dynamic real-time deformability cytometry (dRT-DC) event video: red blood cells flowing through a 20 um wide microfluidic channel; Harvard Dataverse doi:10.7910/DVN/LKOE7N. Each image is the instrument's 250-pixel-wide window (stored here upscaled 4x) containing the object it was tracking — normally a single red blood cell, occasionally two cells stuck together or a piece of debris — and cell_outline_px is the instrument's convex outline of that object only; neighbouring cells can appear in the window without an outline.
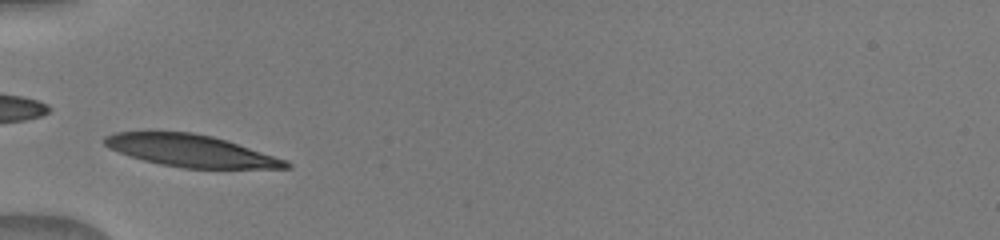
{"species": "human", "species_latin": "Homo sapiens", "temperature_condition": "warm", "stored_images_in_passage": 2, "camera_frame_rate_fps": 3000, "um_per_image_px": 0.085, "donor": {"sex": "male"}, "frame": {"image": 1, "passage_image": 1, "time_ms": 0.0, "image_size_px": [1000, 240], "cell_outline_px": [[292, 168], [184, 168], [160, 164], [144, 160], [108, 148], [104, 144], [104, 136], [116, 132], [148, 128], [192, 132], [212, 136], [228, 140], [288, 160], [292, 164]], "centroid_in_image_um": [16.17, 12.76], "position_along_channel_um": 68.8, "area_um2": 34.85}}